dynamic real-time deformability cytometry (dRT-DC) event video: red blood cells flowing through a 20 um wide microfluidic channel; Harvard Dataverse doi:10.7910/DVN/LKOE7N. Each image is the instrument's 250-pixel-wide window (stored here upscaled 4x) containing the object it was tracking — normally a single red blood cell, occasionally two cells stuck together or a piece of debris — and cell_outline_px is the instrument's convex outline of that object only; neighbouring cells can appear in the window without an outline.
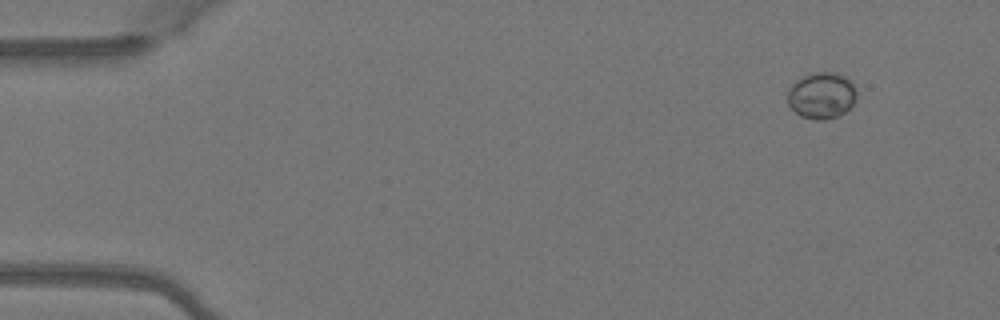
{"species": "Egyptian fruit bat (a non-hibernating species)", "species_latin": "Rousettus aegyptiacus", "temperature_condition": "warm", "stored_images_in_passage": 4, "camera_frame_rate_fps": 3000, "um_per_image_px": 0.085, "animal": {"sex": "female"}, "frame": {"image": 1, "passage_image": 1, "time_ms": 0.0, "image_size_px": [1000, 320], "cell_outline_px": [[856, 96], [852, 104], [844, 112], [836, 116], [824, 120], [812, 120], [800, 116], [788, 104], [788, 88], [796, 80], [812, 72], [836, 72], [844, 76], [856, 88]], "centroid_in_image_um": [69.81, 8.11], "position_along_channel_um": 15.2, "area_um2": 18.61}}
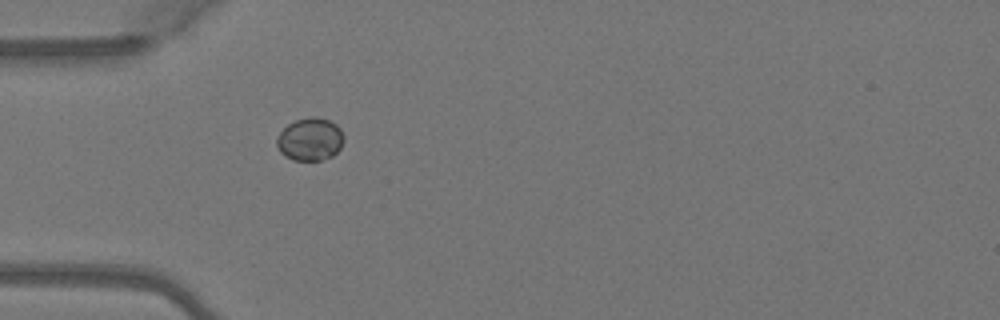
{"frame": {"image": 2, "passage_image": 4, "time_ms": 1.0, "image_size_px": [1000, 320], "cell_outline_px": [[344, 140], [340, 148], [332, 156], [320, 160], [292, 160], [284, 156], [280, 152], [276, 144], [276, 136], [288, 124], [296, 120], [312, 116], [316, 116], [328, 120], [336, 124], [340, 128], [344, 136]], "centroid_in_image_um": [26.34, 11.84], "position_along_channel_um": 58.7, "area_um2": 16.82}}